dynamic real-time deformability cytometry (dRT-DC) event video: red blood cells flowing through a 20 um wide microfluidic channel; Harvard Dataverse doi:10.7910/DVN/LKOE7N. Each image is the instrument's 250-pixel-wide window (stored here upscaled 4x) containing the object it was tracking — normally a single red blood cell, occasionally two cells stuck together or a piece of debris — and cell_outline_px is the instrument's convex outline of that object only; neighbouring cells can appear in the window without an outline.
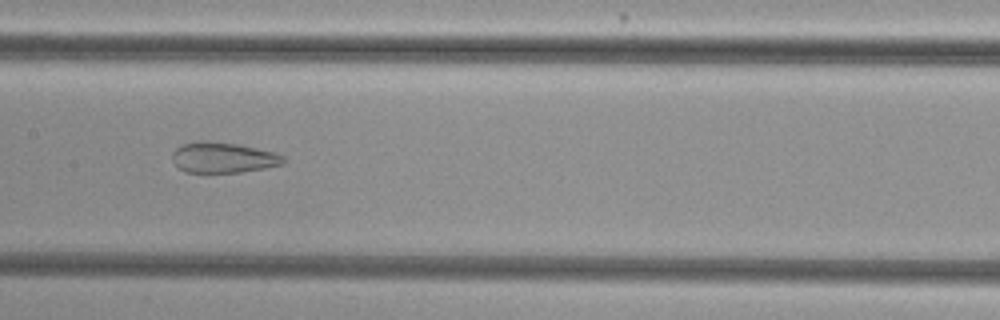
{"species": "common noctule bat (a hibernating species)", "species_latin": "Nyctalus noctula", "temperature_condition": "cold", "stored_images_in_passage": 49, "camera_frame_rate_fps": 3000, "um_per_image_px": 0.085, "animal": {"sex": "female", "body_mass_g": 29.2, "forearm_length_mm": 56.3}, "frame": {"image": 1, "passage_image": 22, "time_ms": 7.0, "image_size_px": [1000, 320], "cell_outline_px": [[284, 164], [264, 168], [240, 172], [184, 172], [172, 160], [172, 152], [176, 148], [184, 144], [200, 140], [204, 140], [236, 144], [256, 148], [272, 152], [284, 156]], "centroid_in_image_um": [18.94, 13.39], "position_along_channel_um": 188.5, "area_um2": 19.59}}
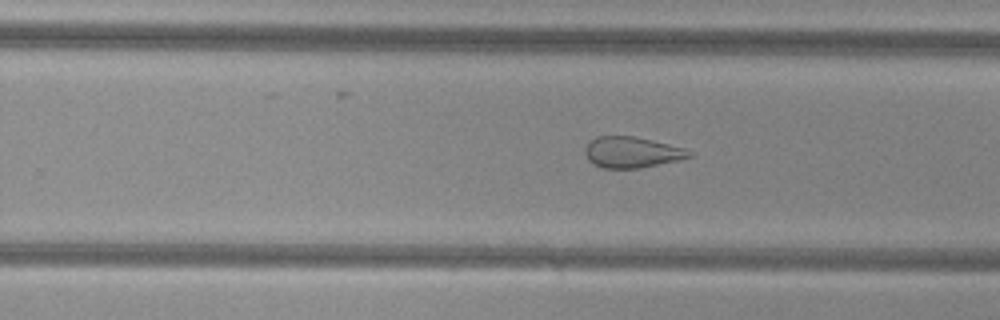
{"frame": {"image": 2, "passage_image": 29, "time_ms": 9.333, "image_size_px": [1000, 320], "cell_outline_px": [[692, 156], [680, 160], [640, 168], [604, 168], [592, 164], [588, 160], [584, 152], [584, 148], [588, 140], [596, 136], [636, 136], [684, 148], [692, 152]], "centroid_in_image_um": [53.66, 12.94], "position_along_channel_um": 276.1, "area_um2": 19.02}}
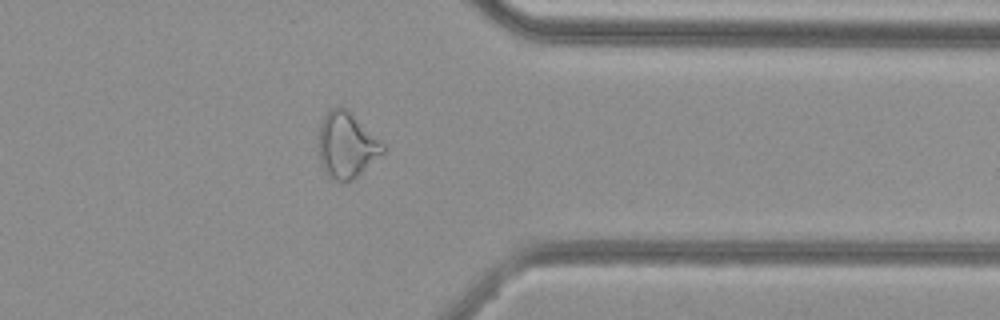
{"frame": {"image": 3, "passage_image": 38, "time_ms": 12.333, "image_size_px": [1000, 320], "cell_outline_px": [[388, 148], [384, 152], [352, 180], [336, 180], [328, 176], [324, 172], [320, 164], [320, 124], [324, 116], [336, 104], [344, 108], [384, 144]], "centroid_in_image_um": [29.45, 12.35], "position_along_channel_um": 381.9, "area_um2": 23.93}, "authors_computed_cell_mechanics": {"area_um2": 26.0678, "velocity_mm_per_s": 3.7703, "shape_relaxation_time_tau1_ms": null, "shape_relaxation_time_tau2_ms": 2.1205, "deformation_change_tau1": null, "deformation_change_tau2": 0.113}}